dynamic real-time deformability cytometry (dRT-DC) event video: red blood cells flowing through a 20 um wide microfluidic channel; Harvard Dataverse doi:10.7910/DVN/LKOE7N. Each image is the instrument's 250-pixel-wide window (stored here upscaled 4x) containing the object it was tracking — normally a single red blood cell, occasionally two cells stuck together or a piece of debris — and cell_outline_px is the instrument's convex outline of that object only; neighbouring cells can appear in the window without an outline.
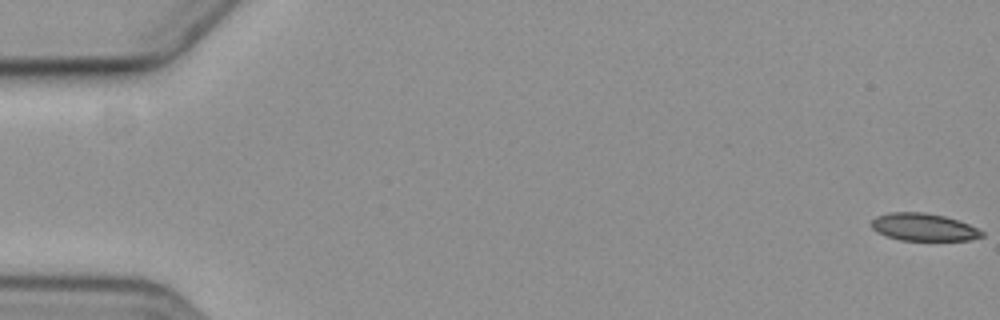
{"species": "common noctule bat (a hibernating species)", "species_latin": "Nyctalus noctula", "temperature_condition": "cold", "stored_images_in_passage": 6, "camera_frame_rate_fps": 3000, "um_per_image_px": 0.085, "animal": {"sex": "female", "body_mass_g": 19.3, "forearm_length_mm": 54.1}, "frame": {"image": 1, "passage_image": 1, "time_ms": 0.0, "image_size_px": [1000, 320], "cell_outline_px": [[984, 236], [972, 240], [900, 240], [876, 232], [872, 228], [872, 220], [876, 216], [892, 212], [924, 212], [944, 216], [968, 224], [984, 232]], "centroid_in_image_um": [78.51, 19.31], "position_along_channel_um": 6.5, "area_um2": 17.57}}
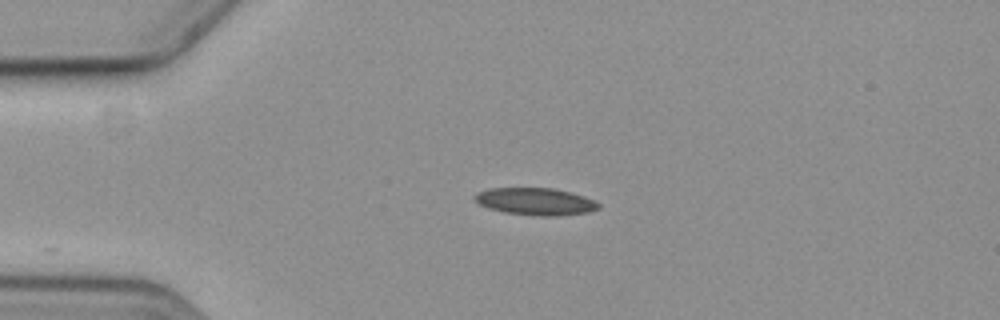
{"frame": {"image": 2, "passage_image": 5, "time_ms": 4.667, "image_size_px": [1000, 320], "cell_outline_px": [[600, 208], [588, 212], [560, 216], [536, 216], [504, 212], [488, 208], [480, 204], [472, 196], [488, 188], [552, 188], [584, 196], [600, 204]], "centroid_in_image_um": [45.52, 17.13], "position_along_channel_um": 39.5, "area_um2": 19.54}}